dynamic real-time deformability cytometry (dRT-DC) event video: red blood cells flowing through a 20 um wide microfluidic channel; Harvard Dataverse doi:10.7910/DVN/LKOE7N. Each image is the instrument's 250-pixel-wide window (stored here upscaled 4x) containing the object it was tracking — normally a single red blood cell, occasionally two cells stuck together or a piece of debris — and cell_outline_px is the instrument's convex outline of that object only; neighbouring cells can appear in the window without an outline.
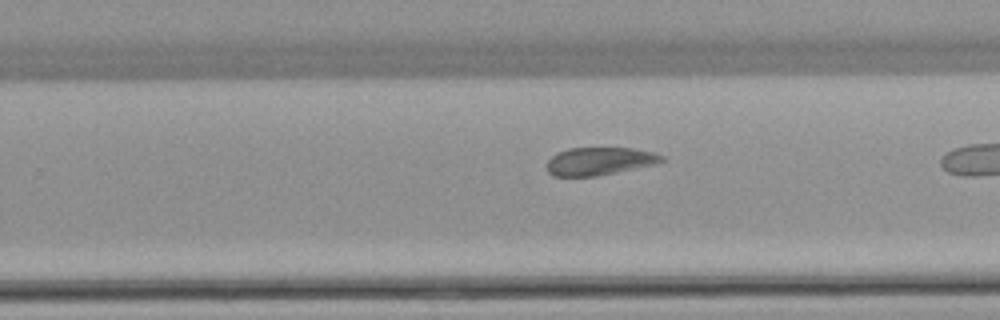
{"species": "common noctule bat (a hibernating species)", "species_latin": "Nyctalus noctula", "temperature_condition": "warm", "stored_images_in_passage": 32, "camera_frame_rate_fps": 3000, "um_per_image_px": 0.085, "animal": {"sex": "female", "body_mass_g": 22.7, "forearm_length_mm": 54.2}, "frame": {"image": 1, "passage_image": 28, "time_ms": 9.0, "image_size_px": [1000, 320], "cell_outline_px": [[664, 160], [656, 164], [596, 176], [552, 176], [548, 172], [548, 160], [556, 152], [568, 148], [632, 148], [652, 152], [664, 156]], "centroid_in_image_um": [50.94, 13.69], "position_along_channel_um": 278.9, "area_um2": 18.55}}